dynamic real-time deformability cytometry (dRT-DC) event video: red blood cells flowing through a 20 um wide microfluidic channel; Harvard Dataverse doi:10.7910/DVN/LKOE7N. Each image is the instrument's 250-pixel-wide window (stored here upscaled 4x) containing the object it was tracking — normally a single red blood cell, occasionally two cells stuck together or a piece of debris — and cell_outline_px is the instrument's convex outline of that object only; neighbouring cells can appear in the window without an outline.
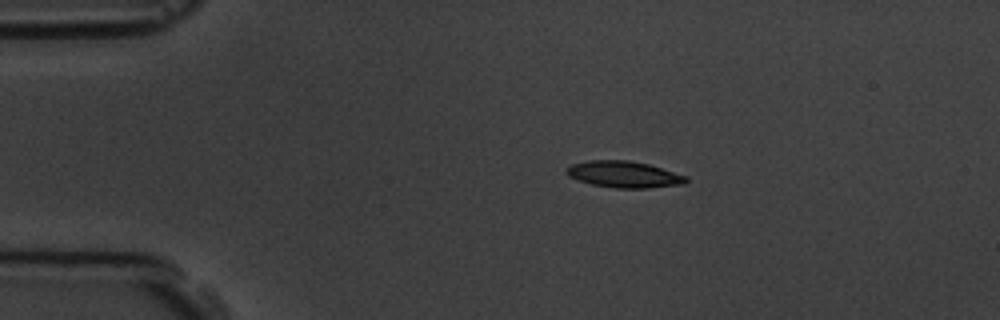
{"species": "common noctule bat (a hibernating species)", "species_latin": "Nyctalus noctula", "temperature_condition": "room temperature", "stored_images_in_passage": 4, "camera_frame_rate_fps": 3000, "um_per_image_px": 0.085, "animal": {"sex": "male", "body_mass_g": 19.5, "forearm_length_mm": 54.6}, "frame": {"image": 1, "passage_image": 3, "time_ms": 2.333, "image_size_px": [1000, 320], "cell_outline_px": [[688, 180], [684, 184], [648, 188], [612, 188], [592, 184], [568, 176], [564, 172], [564, 168], [572, 164], [588, 160], [628, 160], [648, 164], [688, 176]], "centroid_in_image_um": [53.02, 14.82], "position_along_channel_um": 32.0, "area_um2": 18.55}}